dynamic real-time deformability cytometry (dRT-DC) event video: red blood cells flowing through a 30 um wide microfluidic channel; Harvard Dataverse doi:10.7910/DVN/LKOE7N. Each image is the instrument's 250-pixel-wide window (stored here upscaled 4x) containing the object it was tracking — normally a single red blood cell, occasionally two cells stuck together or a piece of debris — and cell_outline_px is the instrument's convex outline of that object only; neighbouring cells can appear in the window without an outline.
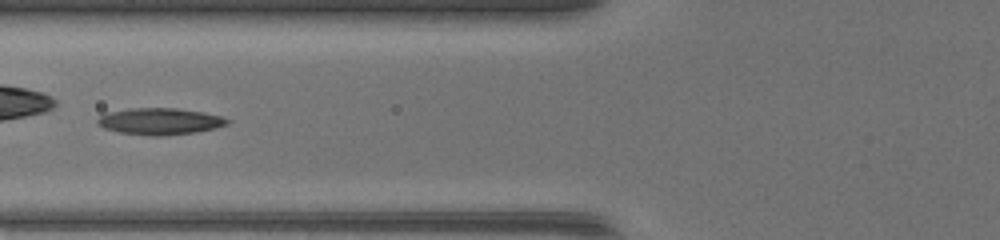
{"species": "common noctule bat (a hibernating species)", "species_latin": "Nyctalus noctula", "temperature_condition": "warm", "stored_images_in_passage": 46, "camera_frame_rate_fps": 3000, "um_per_image_px": 0.085, "animal": {"sex": "female", "body_mass_g": 17.0, "forearm_length_mm": 48.0}, "frame": {"image": 1, "passage_image": 20, "time_ms": 6.333, "image_size_px": [1000, 240], "cell_outline_px": [[232, 120], [228, 124], [216, 128], [196, 132], [164, 136], [152, 136], [120, 132], [104, 128], [96, 124], [96, 120], [100, 116], [108, 112], [132, 108], [176, 108], [200, 112], [220, 116]], "centroid_in_image_um": [13.59, 10.32], "position_along_channel_um": 112.2, "area_um2": 20.11}}